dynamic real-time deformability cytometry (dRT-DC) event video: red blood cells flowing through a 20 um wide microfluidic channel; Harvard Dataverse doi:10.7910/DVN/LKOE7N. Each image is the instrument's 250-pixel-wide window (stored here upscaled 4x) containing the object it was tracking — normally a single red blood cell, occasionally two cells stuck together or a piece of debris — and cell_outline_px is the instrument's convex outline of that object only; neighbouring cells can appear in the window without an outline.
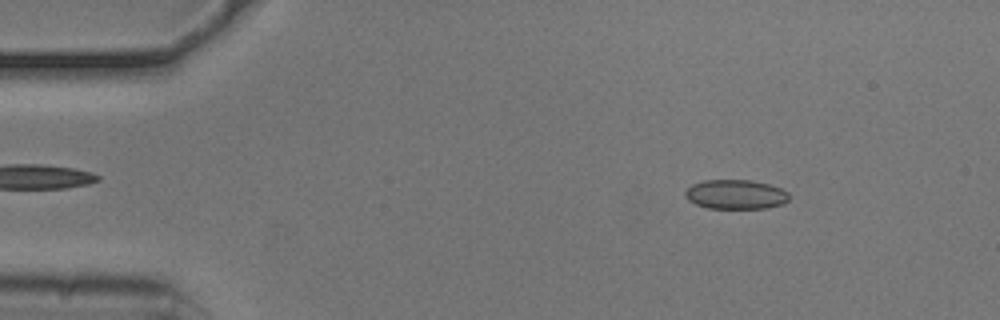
{"species": "common noctule bat (a hibernating species)", "species_latin": "Nyctalus noctula", "temperature_condition": "cold", "stored_images_in_passage": 54, "camera_frame_rate_fps": 3000, "um_per_image_px": 0.085, "animal": {"sex": "male", "body_mass_g": 20.5, "forearm_length_mm": 52.5}, "frame": {"image": 1, "passage_image": 8, "time_ms": 2.333, "image_size_px": [1000, 320], "cell_outline_px": [[788, 200], [784, 204], [768, 208], [708, 208], [696, 204], [688, 200], [684, 196], [684, 192], [692, 184], [704, 180], [752, 180], [768, 184], [780, 188], [788, 192]], "centroid_in_image_um": [62.53, 16.52], "position_along_channel_um": 22.5, "area_um2": 17.86}}
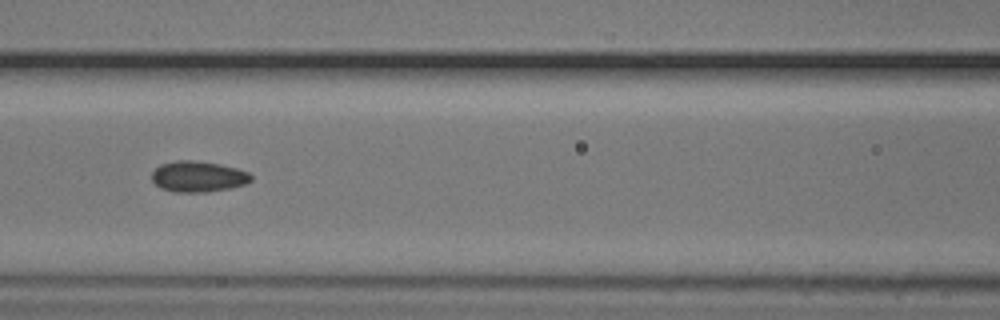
{"frame": {"image": 2, "passage_image": 24, "time_ms": 7.667, "image_size_px": [1000, 320], "cell_outline_px": [[252, 180], [244, 184], [232, 188], [208, 192], [172, 192], [160, 188], [152, 180], [152, 172], [160, 164], [176, 160], [192, 160], [220, 164], [236, 168], [248, 172], [252, 176]], "centroid_in_image_um": [16.83, 15.01], "position_along_channel_um": 149.8, "area_um2": 17.98}}
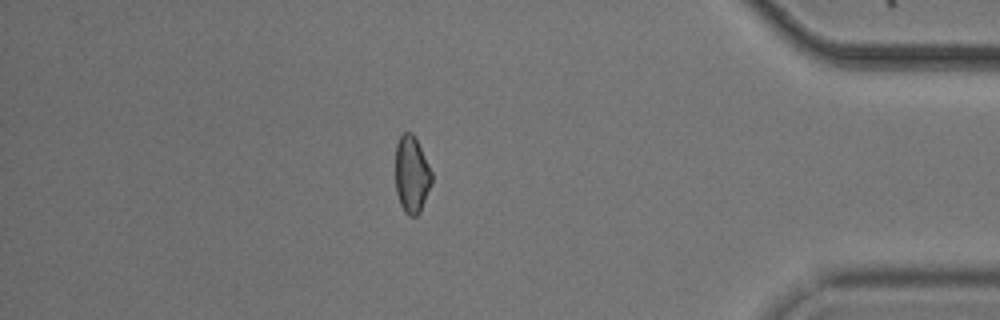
{"frame": {"image": 3, "passage_image": 47, "time_ms": 15.333, "image_size_px": [1000, 320], "cell_outline_px": [[432, 184], [420, 212], [416, 216], [408, 216], [404, 212], [400, 204], [396, 192], [396, 144], [400, 136], [404, 132], [412, 132], [432, 172]], "centroid_in_image_um": [34.99, 14.87], "position_along_channel_um": 400.2, "area_um2": 16.24}, "authors_computed_cell_mechanics": {"area_um2": 17.5712, "velocity_mm_per_s": 3.7586, "shape_relaxation_time_tau1_ms": 6.7386, "shape_relaxation_time_tau2_ms": 3.439, "deformation_change_tau1": 0.084, "deformation_change_tau2": 0.0849}}